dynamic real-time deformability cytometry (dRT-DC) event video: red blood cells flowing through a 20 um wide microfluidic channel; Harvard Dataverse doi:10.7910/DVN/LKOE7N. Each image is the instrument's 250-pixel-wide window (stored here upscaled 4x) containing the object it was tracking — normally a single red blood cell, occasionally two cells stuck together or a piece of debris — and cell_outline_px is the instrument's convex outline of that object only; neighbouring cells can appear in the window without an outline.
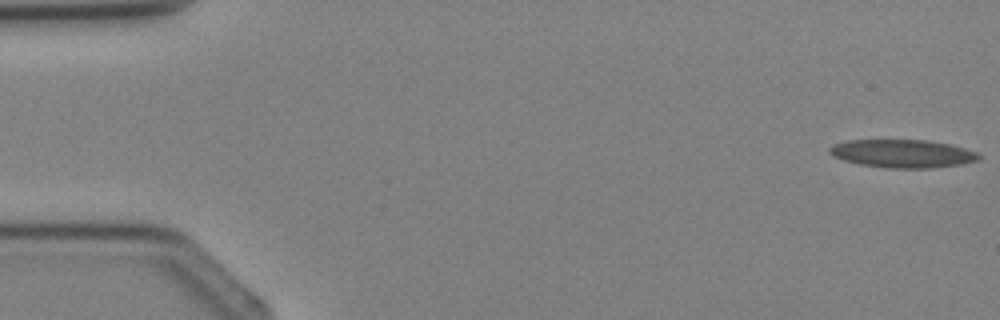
{"species": "Egyptian fruit bat (a non-hibernating species)", "species_latin": "Rousettus aegyptiacus", "temperature_condition": "cold", "stored_images_in_passage": 4, "camera_frame_rate_fps": 3000, "um_per_image_px": 0.085, "animal": {"sex": "female"}, "frame": {"image": 1, "passage_image": 1, "time_ms": 0.0, "image_size_px": [1000, 320], "cell_outline_px": [[980, 160], [964, 164], [932, 168], [884, 168], [860, 164], [844, 160], [832, 156], [828, 152], [828, 148], [836, 144], [848, 140], [928, 140], [948, 144], [964, 148], [976, 152], [980, 156]], "centroid_in_image_um": [76.73, 13.06], "position_along_channel_um": 8.3, "area_um2": 24.51}}
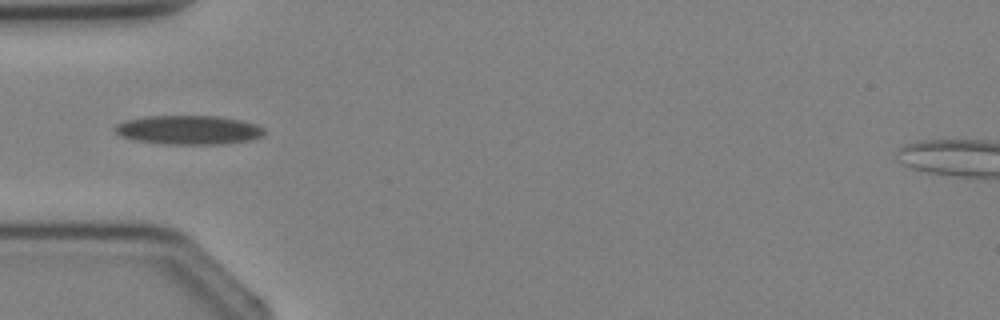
{"frame": {"image": 2, "passage_image": 4, "time_ms": 3.667, "image_size_px": [1000, 320], "cell_outline_px": [[264, 136], [252, 140], [216, 144], [168, 144], [132, 140], [120, 136], [112, 128], [116, 124], [124, 120], [144, 116], [220, 116], [240, 120], [256, 124], [264, 128]], "centroid_in_image_um": [16.0, 11.04], "position_along_channel_um": 69.0, "area_um2": 25.49}}